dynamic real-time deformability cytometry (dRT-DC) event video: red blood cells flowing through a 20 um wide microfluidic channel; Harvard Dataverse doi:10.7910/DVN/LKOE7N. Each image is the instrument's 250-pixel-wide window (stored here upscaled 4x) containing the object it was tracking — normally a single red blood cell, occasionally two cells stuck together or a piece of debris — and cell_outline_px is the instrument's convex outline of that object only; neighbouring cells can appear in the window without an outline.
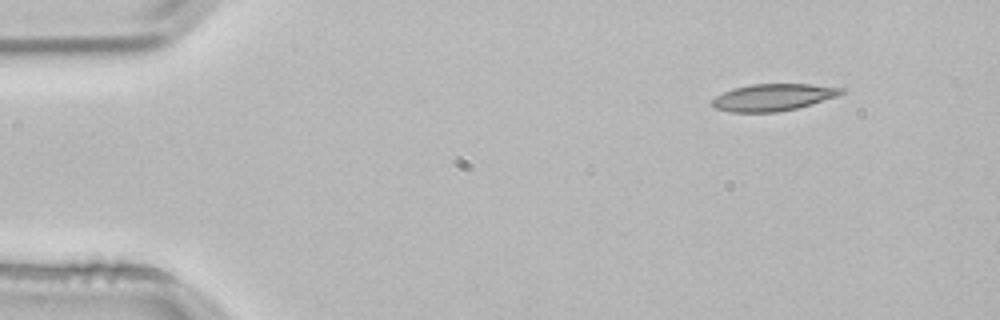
{"species": "common noctule bat (a hibernating species)", "species_latin": "Nyctalus noctula", "temperature_condition": "room temperature", "stored_images_in_passage": 3, "camera_frame_rate_fps": 3000, "um_per_image_px": 0.085, "animal": {"sex": "male", "body_mass_g": 21.5, "forearm_length_mm": 52.0}, "frame": {"image": 1, "passage_image": 1, "time_ms": 0.0, "image_size_px": [1000, 320], "cell_outline_px": [[844, 92], [836, 96], [796, 108], [776, 112], [728, 112], [712, 108], [712, 100], [716, 96], [732, 88], [748, 84], [808, 84], [844, 88]], "centroid_in_image_um": [65.64, 8.27], "position_along_channel_um": 19.4, "area_um2": 20.17}}
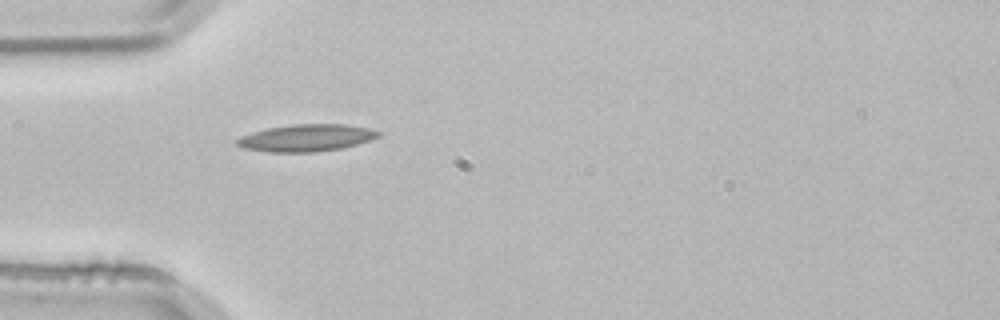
{"frame": {"image": 2, "passage_image": 3, "time_ms": 0.667, "image_size_px": [1000, 320], "cell_outline_px": [[380, 136], [356, 144], [340, 148], [316, 152], [268, 152], [244, 148], [236, 144], [236, 140], [240, 136], [252, 132], [268, 128], [292, 124], [348, 124], [368, 128], [380, 132]], "centroid_in_image_um": [26.01, 11.71], "position_along_channel_um": 59.0, "area_um2": 22.2}}